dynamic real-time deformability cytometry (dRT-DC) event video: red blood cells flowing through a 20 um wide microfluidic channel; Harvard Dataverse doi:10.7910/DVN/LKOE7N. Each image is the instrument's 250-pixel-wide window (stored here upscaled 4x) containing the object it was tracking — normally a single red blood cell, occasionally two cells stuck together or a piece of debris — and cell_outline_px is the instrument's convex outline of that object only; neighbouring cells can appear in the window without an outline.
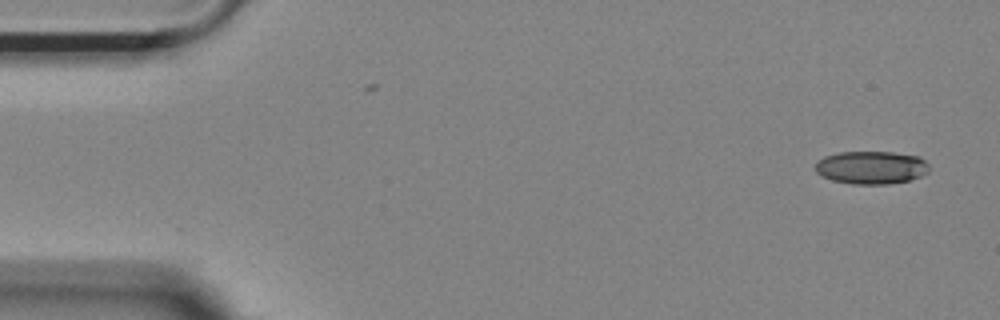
{"species": "Egyptian fruit bat (a non-hibernating species)", "species_latin": "Rousettus aegyptiacus", "temperature_condition": "room temperature", "stored_images_in_passage": 52, "camera_frame_rate_fps": 3000, "um_per_image_px": 0.085, "animal": {"sex": "female"}, "frame": {"image": 1, "passage_image": 1, "time_ms": 0.0, "image_size_px": [1000, 320], "cell_outline_px": [[928, 172], [920, 176], [908, 180], [888, 184], [852, 184], [832, 180], [820, 176], [816, 172], [816, 164], [824, 156], [836, 152], [892, 152], [920, 156], [928, 164]], "centroid_in_image_um": [74.04, 14.23], "position_along_channel_um": 11.0, "area_um2": 21.91}}
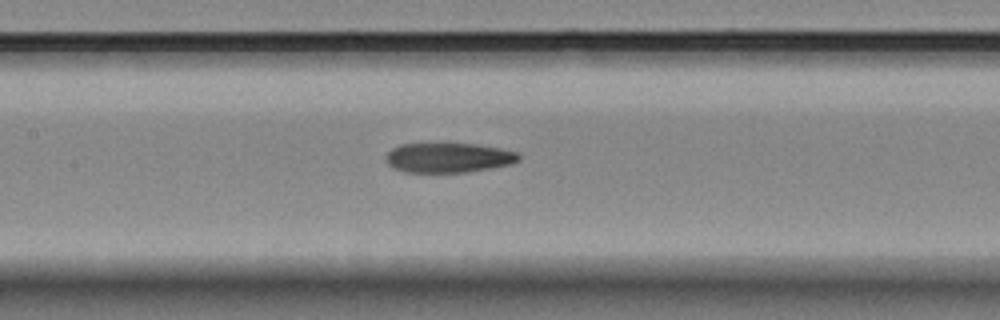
{"frame": {"image": 2, "passage_image": 23, "time_ms": 7.333, "image_size_px": [1000, 320], "cell_outline_px": [[520, 160], [512, 164], [468, 172], [404, 172], [388, 164], [388, 152], [392, 148], [400, 144], [476, 144], [500, 148], [520, 152]], "centroid_in_image_um": [38.19, 13.4], "position_along_channel_um": 169.2, "area_um2": 22.89}}
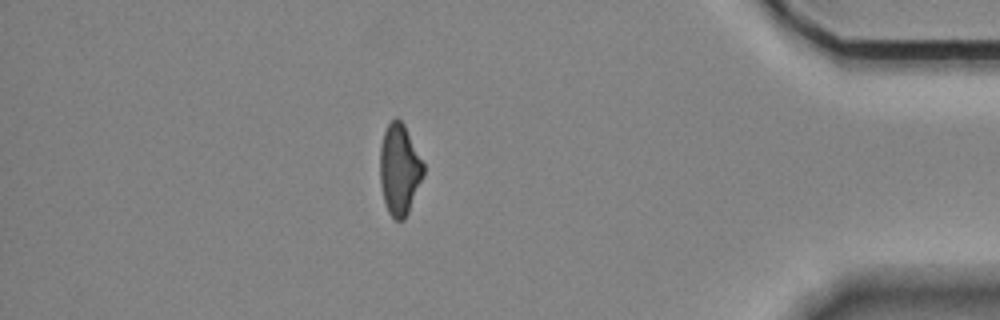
{"frame": {"image": 3, "passage_image": 45, "time_ms": 14.667, "image_size_px": [1000, 320], "cell_outline_px": [[424, 176], [408, 212], [404, 220], [396, 220], [388, 212], [384, 200], [380, 184], [380, 148], [384, 132], [388, 124], [396, 116], [404, 124], [424, 164]], "centroid_in_image_um": [33.95, 14.4], "position_along_channel_um": 401.2, "area_um2": 22.95}, "authors_computed_cell_mechanics": {"area_um2": 23.4957, "velocity_mm_per_s": 3.7098, "shape_relaxation_time_tau1_ms": null, "shape_relaxation_time_tau2_ms": 5.6341, "deformation_change_tau1": null, "deformation_change_tau2": 0.1517}}